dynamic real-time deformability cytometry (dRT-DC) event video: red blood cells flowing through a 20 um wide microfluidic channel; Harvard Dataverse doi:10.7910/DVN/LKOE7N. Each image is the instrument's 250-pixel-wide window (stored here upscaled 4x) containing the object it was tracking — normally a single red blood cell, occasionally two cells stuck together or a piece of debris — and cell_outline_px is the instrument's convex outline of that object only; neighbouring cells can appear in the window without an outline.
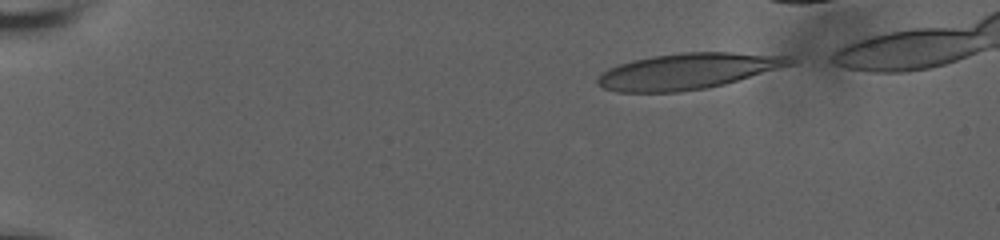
{"species": "human", "species_latin": "Homo sapiens", "temperature_condition": "room temperature", "stored_images_in_passage": 30, "camera_frame_rate_fps": 3000, "um_per_image_px": 0.085, "donor": {"sex": "male"}, "frame": {"image": 1, "passage_image": 1, "time_ms": 0.0, "image_size_px": [1000, 240], "cell_outline_px": [[800, 60], [796, 64], [724, 84], [704, 88], [680, 92], [616, 92], [604, 88], [596, 84], [596, 80], [608, 68], [632, 60], [652, 56], [680, 52], [732, 52], [792, 56]], "centroid_in_image_um": [58.54, 6.04], "position_along_channel_um": 26.5, "area_um2": 40.52}}
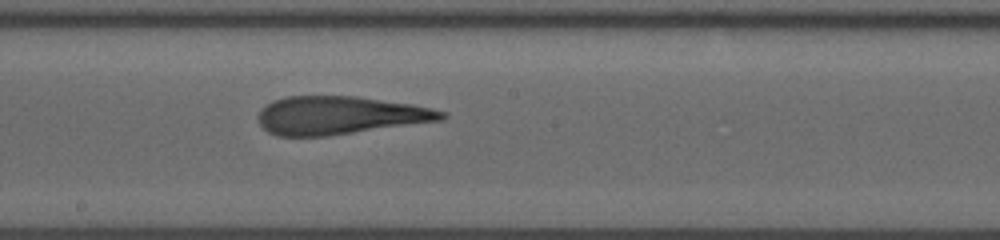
{"frame": {"image": 2, "passage_image": 16, "time_ms": 8.333, "image_size_px": [1000, 240], "cell_outline_px": [[448, 116], [444, 120], [328, 136], [276, 136], [268, 132], [260, 124], [256, 116], [272, 100], [288, 96], [356, 96], [412, 104], [432, 108], [448, 112]], "centroid_in_image_um": [28.92, 9.81], "position_along_channel_um": 219.3, "area_um2": 40.92}}
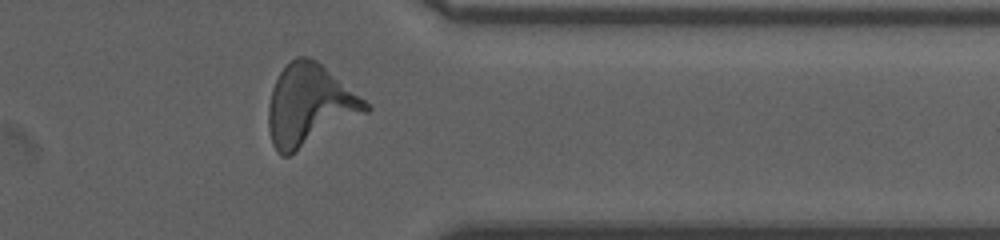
{"frame": {"image": 3, "passage_image": 27, "time_ms": 13.0, "image_size_px": [1000, 240], "cell_outline_px": [[372, 108], [368, 112], [288, 156], [280, 156], [276, 152], [272, 144], [268, 128], [268, 104], [272, 88], [280, 72], [296, 56], [308, 56], [316, 60], [372, 104]], "centroid_in_image_um": [26.32, 8.95], "position_along_channel_um": 385.1, "area_um2": 46.12}, "authors_computed_cell_mechanics": {"area_um2": 41.038, "velocity_mm_per_s": 3.6565, "shape_relaxation_time_tau1_ms": 10.3163, "shape_relaxation_time_tau2_ms": 1.8418, "deformation_change_tau1": 0.3417, "deformation_change_tau2": 0.1266}}